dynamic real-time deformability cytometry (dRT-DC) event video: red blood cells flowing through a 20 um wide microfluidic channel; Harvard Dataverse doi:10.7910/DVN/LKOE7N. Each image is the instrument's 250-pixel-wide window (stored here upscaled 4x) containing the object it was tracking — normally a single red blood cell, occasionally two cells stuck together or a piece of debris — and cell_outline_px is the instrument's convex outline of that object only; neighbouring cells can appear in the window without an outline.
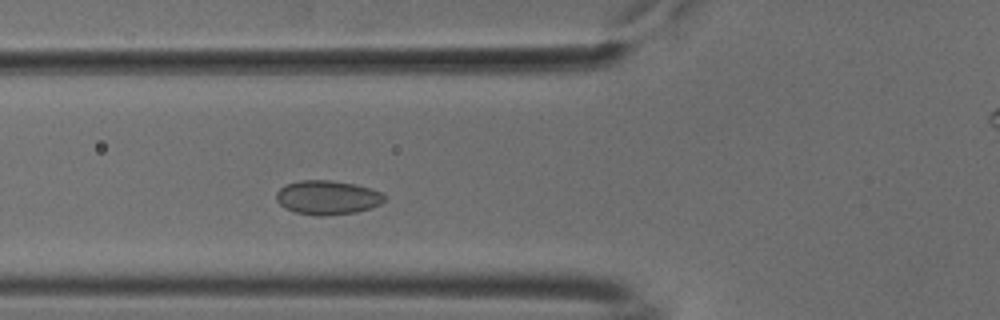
{"species": "common noctule bat (a hibernating species)", "species_latin": "Nyctalus noctula", "temperature_condition": "cold", "stored_images_in_passage": 46, "camera_frame_rate_fps": 3000, "um_per_image_px": 0.085, "animal": {"sex": "male", "body_mass_g": 18.8}, "frame": {"image": 1, "passage_image": 11, "time_ms": 3.333, "image_size_px": [1000, 320], "cell_outline_px": [[384, 200], [380, 204], [356, 212], [324, 216], [316, 216], [296, 212], [284, 208], [276, 200], [276, 192], [280, 188], [288, 184], [300, 180], [332, 180], [372, 188], [380, 192], [384, 196]], "centroid_in_image_um": [27.8, 16.79], "position_along_channel_um": 98.0, "area_um2": 21.39}}
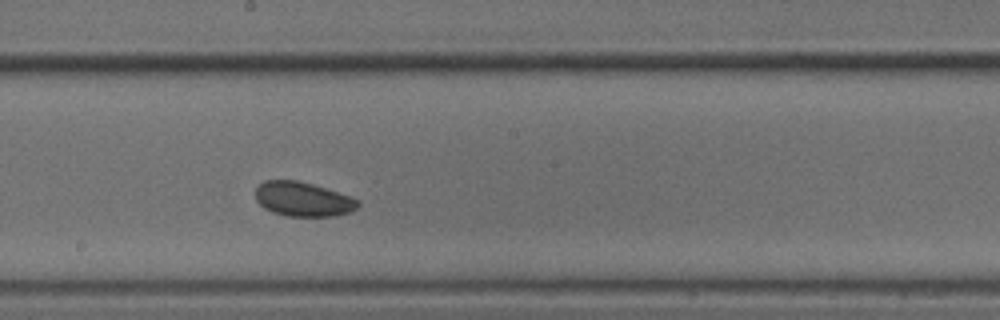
{"frame": {"image": 2, "passage_image": 21, "time_ms": 6.667, "image_size_px": [1000, 320], "cell_outline_px": [[360, 204], [352, 212], [336, 216], [288, 216], [272, 212], [264, 208], [256, 200], [256, 188], [264, 180], [296, 180], [312, 184], [352, 196], [360, 200]], "centroid_in_image_um": [25.79, 16.93], "position_along_channel_um": 222.4, "area_um2": 20.69}}
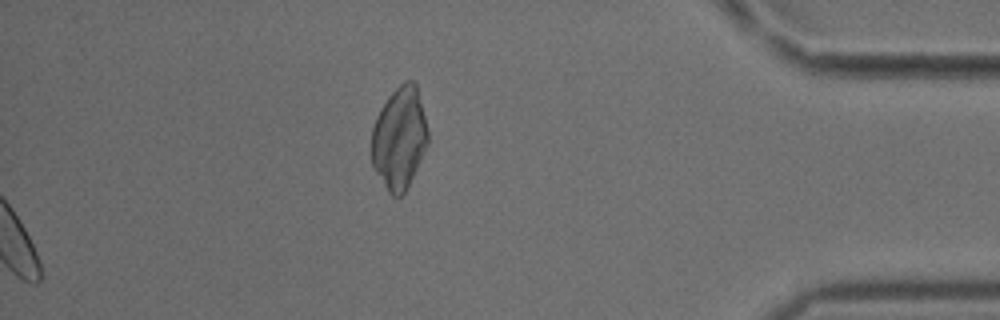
{"frame": {"image": 3, "passage_image": 46, "time_ms": 15.0, "image_size_px": [1000, 320], "cell_outline_px": [[428, 144], [404, 192], [400, 196], [392, 196], [388, 192], [376, 172], [372, 164], [372, 128], [376, 116], [380, 108], [388, 96], [404, 80], [412, 80], [416, 84], [428, 132]], "centroid_in_image_um": [33.93, 11.71], "position_along_channel_um": 401.3, "area_um2": 33.12}, "authors_computed_cell_mechanics": {"area_um2": 21.1837, "velocity_mm_per_s": 3.728, "shape_relaxation_time_tau1_ms": 0.2134, "shape_relaxation_time_tau2_ms": null, "deformation_change_tau1": 0.0181, "deformation_change_tau2": null}}